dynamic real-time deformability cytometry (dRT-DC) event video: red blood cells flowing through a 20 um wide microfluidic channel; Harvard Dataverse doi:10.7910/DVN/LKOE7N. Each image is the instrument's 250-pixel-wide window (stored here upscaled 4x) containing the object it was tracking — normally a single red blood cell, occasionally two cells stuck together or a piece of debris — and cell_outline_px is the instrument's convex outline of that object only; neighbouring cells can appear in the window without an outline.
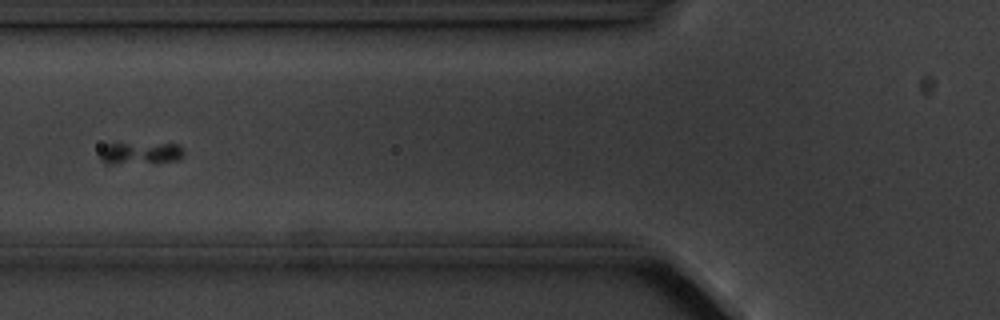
{"species": "common noctule bat (a hibernating species)", "species_latin": "Nyctalus noctula", "temperature_condition": "cold", "stored_images_in_passage": 6, "camera_frame_rate_fps": 3000, "um_per_image_px": 0.085, "animal": {"sex": "male", "body_mass_g": 20.1, "forearm_length_mm": 53.5}, "frame": {"image": 1, "passage_image": 6, "time_ms": 6.0, "image_size_px": [1000, 320], "cell_outline_px": [[184, 156], [180, 160], [112, 164], [104, 164], [100, 160], [100, 148], [104, 144], [180, 144], [184, 148]], "centroid_in_image_um": [11.92, 13.02], "position_along_channel_um": 113.9, "area_um2": 10.81}}